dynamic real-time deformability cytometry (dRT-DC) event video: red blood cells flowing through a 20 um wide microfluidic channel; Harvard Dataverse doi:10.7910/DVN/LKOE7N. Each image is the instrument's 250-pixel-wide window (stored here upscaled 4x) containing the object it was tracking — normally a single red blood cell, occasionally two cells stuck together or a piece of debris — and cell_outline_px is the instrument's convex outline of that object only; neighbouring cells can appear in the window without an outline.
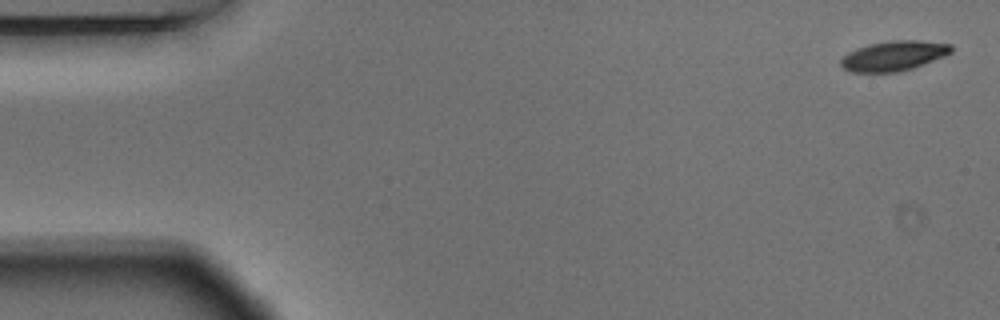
{"species": "Egyptian fruit bat (a non-hibernating species)", "species_latin": "Rousettus aegyptiacus", "temperature_condition": "warm", "stored_images_in_passage": 5, "camera_frame_rate_fps": 3000, "um_per_image_px": 0.085, "animal": {"sex": "male"}, "frame": {"image": 1, "passage_image": 1, "time_ms": 0.0, "image_size_px": [1000, 320], "cell_outline_px": [[952, 52], [944, 56], [912, 68], [900, 72], [852, 72], [844, 68], [840, 64], [840, 60], [848, 52], [856, 48], [868, 44], [892, 40], [920, 40], [952, 44]], "centroid_in_image_um": [75.96, 4.74], "position_along_channel_um": 9.0, "area_um2": 19.25}}
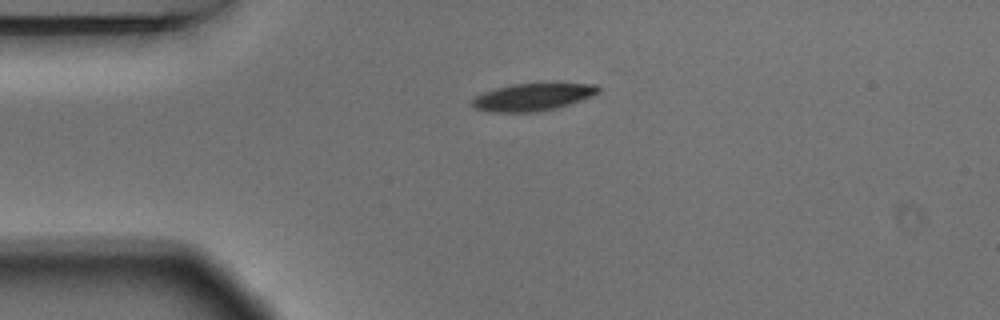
{"frame": {"image": 2, "passage_image": 4, "time_ms": 1.0, "image_size_px": [1000, 320], "cell_outline_px": [[600, 92], [592, 96], [556, 108], [536, 112], [492, 112], [476, 108], [472, 104], [472, 100], [476, 96], [484, 92], [496, 88], [512, 84], [596, 84], [600, 88]], "centroid_in_image_um": [45.28, 8.25], "position_along_channel_um": 39.7, "area_um2": 19.77}}